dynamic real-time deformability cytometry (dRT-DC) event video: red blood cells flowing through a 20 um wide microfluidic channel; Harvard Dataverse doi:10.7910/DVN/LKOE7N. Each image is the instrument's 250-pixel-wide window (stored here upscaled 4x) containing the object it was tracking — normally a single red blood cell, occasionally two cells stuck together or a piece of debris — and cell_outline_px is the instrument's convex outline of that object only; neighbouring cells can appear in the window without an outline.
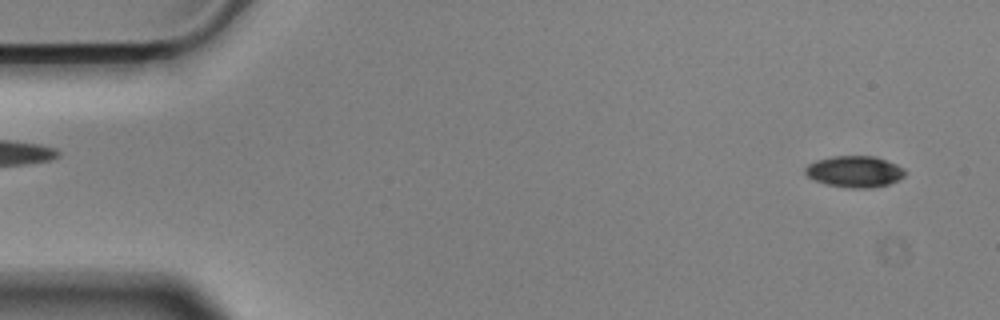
{"species": "Egyptian fruit bat (a non-hibernating species)", "species_latin": "Rousettus aegyptiacus", "temperature_condition": "cold", "stored_images_in_passage": 56, "camera_frame_rate_fps": 3000, "um_per_image_px": 0.085, "animal": {"sex": "male"}, "frame": {"image": 1, "passage_image": 3, "time_ms": 0.667, "image_size_px": [1000, 320], "cell_outline_px": [[904, 176], [888, 184], [872, 188], [852, 188], [828, 184], [816, 180], [808, 176], [804, 172], [804, 168], [808, 164], [816, 160], [832, 156], [876, 156], [896, 164], [904, 168]], "centroid_in_image_um": [72.63, 14.57], "position_along_channel_um": 12.4, "area_um2": 18.09}}
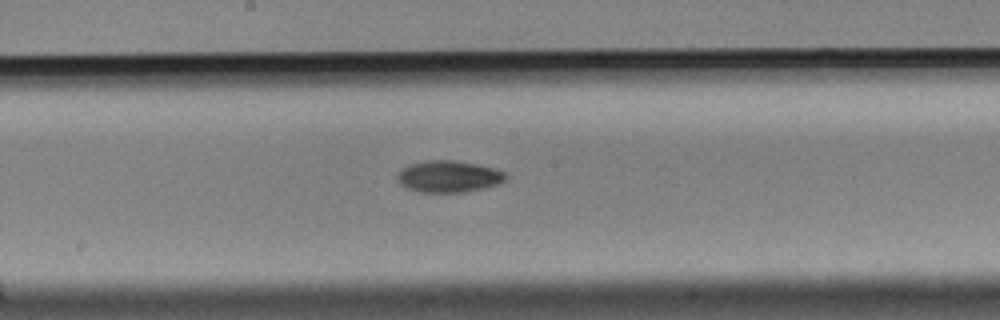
{"frame": {"image": 2, "passage_image": 29, "time_ms": 9.333, "image_size_px": [1000, 320], "cell_outline_px": [[508, 176], [500, 184], [484, 188], [464, 192], [420, 192], [408, 188], [400, 184], [396, 176], [400, 168], [408, 164], [428, 160], [452, 160], [476, 164], [496, 168], [504, 172]], "centroid_in_image_um": [38.13, 14.99], "position_along_channel_um": 210.1, "area_um2": 20.17}}
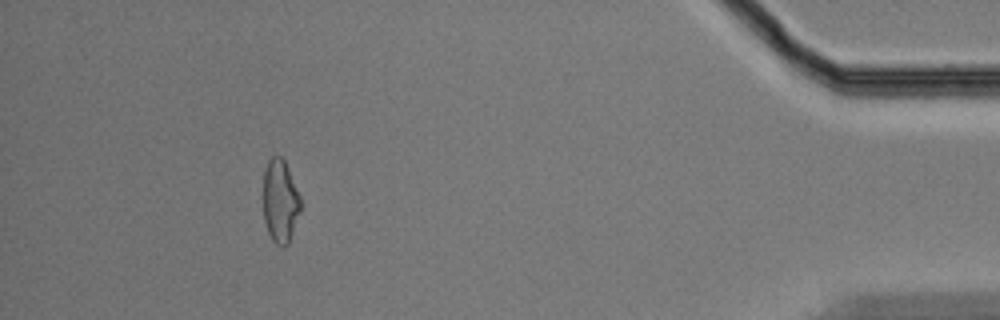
{"frame": {"image": 3, "passage_image": 51, "time_ms": 16.667, "image_size_px": [1000, 320], "cell_outline_px": [[300, 212], [288, 244], [284, 248], [276, 244], [272, 240], [268, 232], [264, 220], [264, 168], [268, 160], [272, 156], [280, 156], [284, 160], [300, 196]], "centroid_in_image_um": [23.81, 17.11], "position_along_channel_um": 411.4, "area_um2": 17.98}, "authors_computed_cell_mechanics": {"area_um2": 18.8428, "velocity_mm_per_s": 3.567, "shape_relaxation_time_tau1_ms": 3.3256, "shape_relaxation_time_tau2_ms": null, "deformation_change_tau1": 0.1388, "deformation_change_tau2": null}}